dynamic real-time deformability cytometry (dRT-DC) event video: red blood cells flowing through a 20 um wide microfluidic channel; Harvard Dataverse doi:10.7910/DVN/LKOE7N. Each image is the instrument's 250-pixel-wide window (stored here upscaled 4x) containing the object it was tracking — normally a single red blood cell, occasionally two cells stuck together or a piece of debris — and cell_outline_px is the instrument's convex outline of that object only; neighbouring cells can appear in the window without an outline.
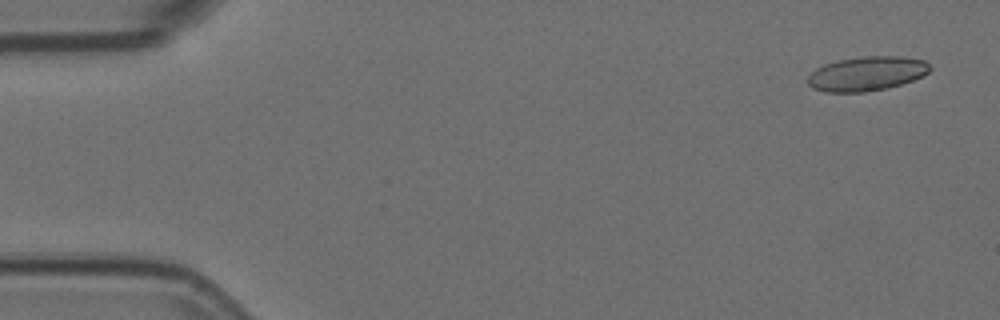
{"species": "Egyptian fruit bat (a non-hibernating species)", "species_latin": "Rousettus aegyptiacus", "temperature_condition": "room temperature", "stored_images_in_passage": 4, "camera_frame_rate_fps": 3000, "um_per_image_px": 0.085, "animal": {"sex": "female"}, "frame": {"image": 1, "passage_image": 1, "time_ms": 0.0, "image_size_px": [1000, 320], "cell_outline_px": [[932, 68], [924, 76], [888, 88], [864, 92], [824, 92], [812, 88], [808, 84], [808, 76], [816, 68], [824, 64], [840, 60], [864, 56], [900, 56], [924, 60]], "centroid_in_image_um": [73.67, 6.26], "position_along_channel_um": 11.3, "area_um2": 24.45}}